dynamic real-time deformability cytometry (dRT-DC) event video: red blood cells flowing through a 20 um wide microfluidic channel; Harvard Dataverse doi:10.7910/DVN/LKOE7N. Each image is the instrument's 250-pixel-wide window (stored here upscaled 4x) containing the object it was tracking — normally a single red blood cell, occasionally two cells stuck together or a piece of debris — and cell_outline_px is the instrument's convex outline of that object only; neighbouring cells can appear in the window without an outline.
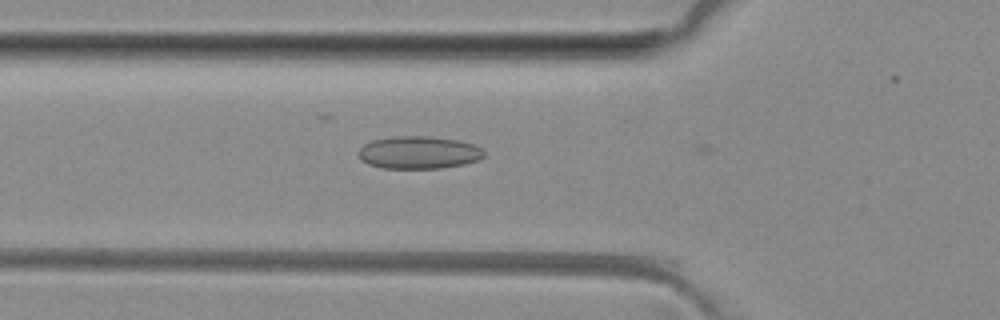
{"species": "common noctule bat (a hibernating species)", "species_latin": "Nyctalus noctula", "temperature_condition": "room temperature", "stored_images_in_passage": 4, "camera_frame_rate_fps": 3000, "um_per_image_px": 0.085, "animal": {"sex": "female", "body_mass_g": 29.2, "forearm_length_mm": 56.3}, "frame": {"image": 1, "passage_image": 4, "time_ms": 5.0, "image_size_px": [1000, 320], "cell_outline_px": [[484, 156], [476, 160], [464, 164], [440, 168], [384, 168], [368, 164], [360, 160], [360, 148], [364, 144], [372, 140], [392, 136], [428, 136], [460, 140], [484, 148]], "centroid_in_image_um": [35.6, 12.95], "position_along_channel_um": 90.2, "area_um2": 23.87}}